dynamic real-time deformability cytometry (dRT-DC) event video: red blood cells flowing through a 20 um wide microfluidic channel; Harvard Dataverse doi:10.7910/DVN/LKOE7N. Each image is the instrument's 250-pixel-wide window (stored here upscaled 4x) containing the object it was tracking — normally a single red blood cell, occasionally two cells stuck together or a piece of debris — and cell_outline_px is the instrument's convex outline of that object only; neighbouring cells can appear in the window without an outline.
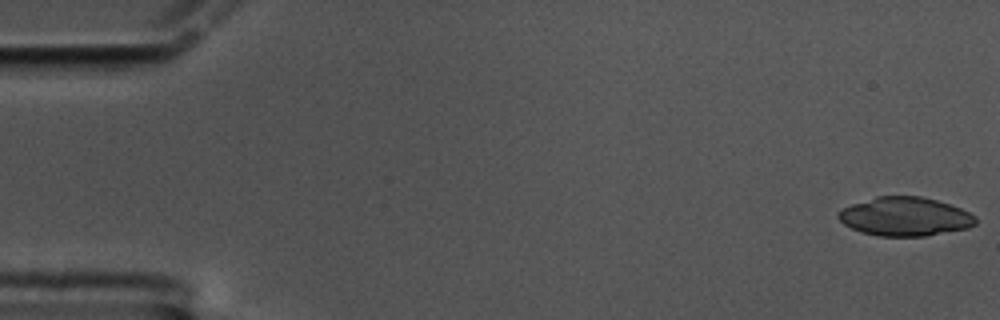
{"species": "common noctule bat (a hibernating species)", "species_latin": "Nyctalus noctula", "temperature_condition": "cold", "stored_images_in_passage": 58, "camera_frame_rate_fps": 3000, "um_per_image_px": 0.085, "animal": {"sex": "male", "body_mass_g": 17.5, "forearm_length_mm": 52.3}, "frame": {"image": 1, "passage_image": 1, "time_ms": 0.0, "image_size_px": [1000, 320], "cell_outline_px": [[976, 224], [968, 228], [924, 236], [880, 236], [860, 232], [844, 224], [836, 216], [836, 212], [840, 208], [876, 196], [920, 196], [936, 200], [960, 208], [976, 216]], "centroid_in_image_um": [76.89, 18.41], "position_along_channel_um": 8.1, "area_um2": 31.04}}